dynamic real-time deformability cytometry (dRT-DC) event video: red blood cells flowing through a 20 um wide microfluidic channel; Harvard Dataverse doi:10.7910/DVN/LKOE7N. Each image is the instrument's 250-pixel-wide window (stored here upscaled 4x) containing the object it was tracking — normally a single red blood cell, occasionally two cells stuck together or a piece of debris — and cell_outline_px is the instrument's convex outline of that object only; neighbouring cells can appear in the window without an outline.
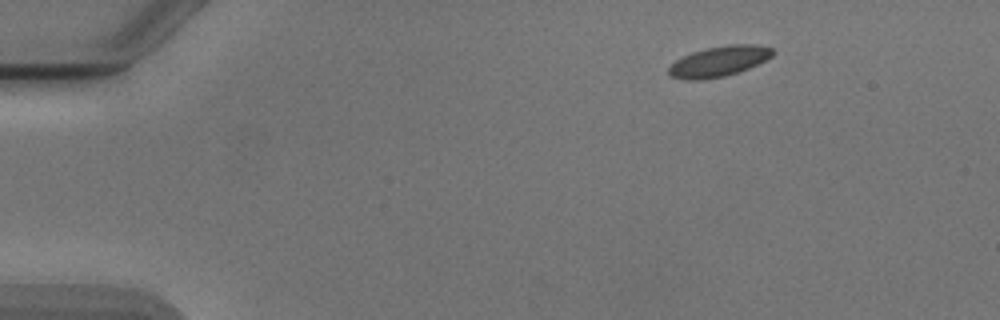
{"species": "Egyptian fruit bat (a non-hibernating species)", "species_latin": "Rousettus aegyptiacus", "temperature_condition": "cold", "stored_images_in_passage": 47, "camera_frame_rate_fps": 3000, "um_per_image_px": 0.085, "animal": {"sex": "male"}, "frame": {"image": 1, "passage_image": 1, "time_ms": 0.0, "image_size_px": [1000, 320], "cell_outline_px": [[776, 52], [772, 56], [748, 68], [724, 76], [700, 80], [688, 80], [672, 76], [668, 72], [668, 68], [676, 60], [692, 52], [704, 48], [728, 44], [756, 44], [772, 48]], "centroid_in_image_um": [61.12, 5.19], "position_along_channel_um": 23.9, "area_um2": 18.26}}
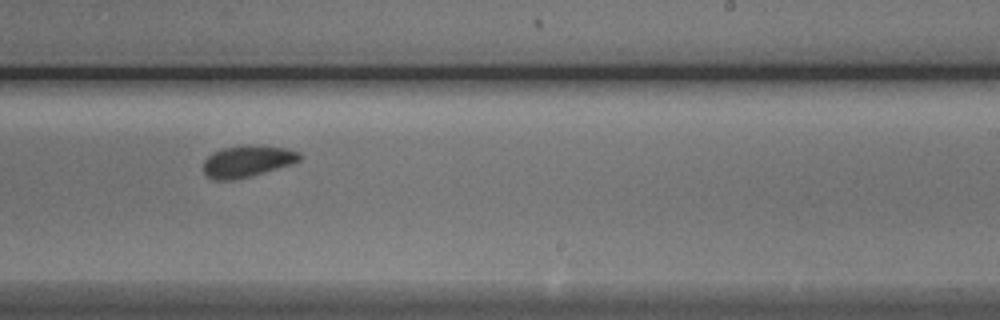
{"frame": {"image": 2, "passage_image": 27, "time_ms": 8.667, "image_size_px": [1000, 320], "cell_outline_px": [[304, 156], [300, 160], [292, 164], [252, 176], [236, 180], [212, 180], [204, 172], [204, 160], [212, 152], [224, 148], [248, 144], [252, 144], [284, 148], [300, 152]], "centroid_in_image_um": [21.04, 13.71], "position_along_channel_um": 268.0, "area_um2": 17.98}}
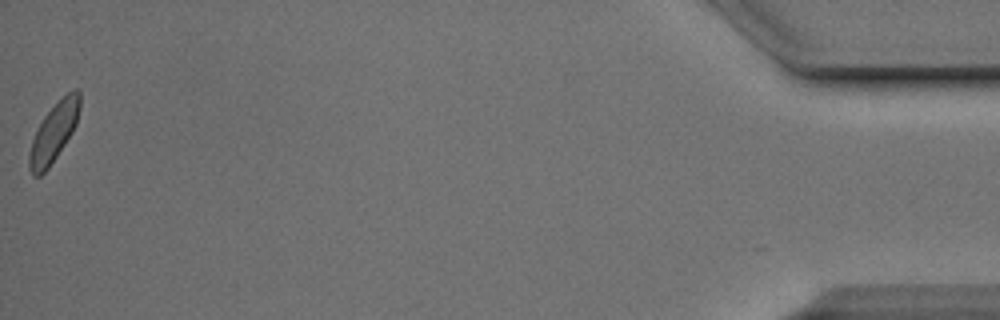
{"frame": {"image": 3, "passage_image": 47, "time_ms": 15.333, "image_size_px": [1000, 320], "cell_outline_px": [[80, 108], [76, 124], [72, 132], [48, 168], [40, 176], [32, 176], [28, 168], [28, 156], [32, 140], [44, 116], [68, 92], [76, 88], [80, 92]], "centroid_in_image_um": [4.56, 11.28], "position_along_channel_um": 430.6, "area_um2": 16.94}, "authors_computed_cell_mechanics": {"area_um2": 17.918, "velocity_mm_per_s": 3.8458, "shape_relaxation_time_tau1_ms": 3.2984, "shape_relaxation_time_tau2_ms": 2.9148, "deformation_change_tau1": 0.119, "deformation_change_tau2": 0.0513}}